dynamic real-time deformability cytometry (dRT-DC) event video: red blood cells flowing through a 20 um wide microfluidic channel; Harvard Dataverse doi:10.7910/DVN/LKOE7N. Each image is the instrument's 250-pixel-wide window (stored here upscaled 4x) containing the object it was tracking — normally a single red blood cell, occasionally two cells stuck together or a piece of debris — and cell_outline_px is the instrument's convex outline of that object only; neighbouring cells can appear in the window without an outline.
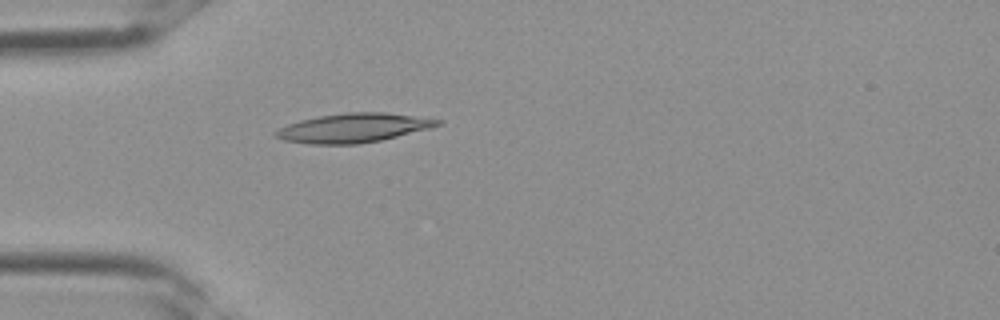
{"species": "Egyptian fruit bat (a non-hibernating species)", "species_latin": "Rousettus aegyptiacus", "temperature_condition": "room temperature", "stored_images_in_passage": 1, "camera_frame_rate_fps": 3000, "um_per_image_px": 0.085, "frame": {"image": 1, "passage_image": 1, "time_ms": 0.0, "image_size_px": [1000, 320], "cell_outline_px": [[444, 120], [440, 124], [428, 128], [380, 140], [356, 144], [312, 144], [284, 140], [276, 136], [272, 132], [288, 124], [300, 120], [320, 116], [344, 112], [384, 112]], "centroid_in_image_um": [30.0, 10.86], "position_along_channel_um": 55.0, "area_um2": 27.05}}